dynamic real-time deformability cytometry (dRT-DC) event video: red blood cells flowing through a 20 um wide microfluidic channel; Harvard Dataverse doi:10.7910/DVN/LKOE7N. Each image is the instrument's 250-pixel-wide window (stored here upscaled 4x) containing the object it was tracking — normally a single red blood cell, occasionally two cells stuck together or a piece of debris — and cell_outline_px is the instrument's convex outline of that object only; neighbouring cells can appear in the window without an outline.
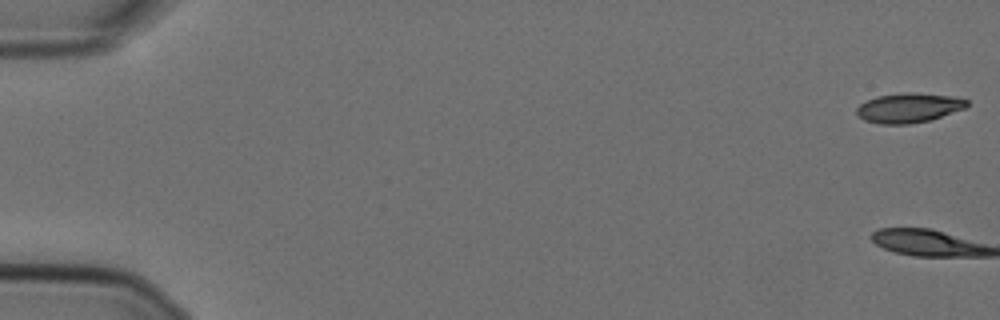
{"species": "Egyptian fruit bat (a non-hibernating species)", "species_latin": "Rousettus aegyptiacus", "temperature_condition": "cold", "stored_images_in_passage": 58, "camera_frame_rate_fps": 3000, "um_per_image_px": 0.085, "animal": {"sex": "female"}, "frame": {"image": 1, "passage_image": 1, "time_ms": 0.0, "image_size_px": [1000, 320], "cell_outline_px": [[968, 104], [964, 108], [928, 120], [908, 124], [880, 124], [864, 120], [856, 116], [856, 108], [860, 104], [876, 96], [908, 92], [952, 96], [968, 100]], "centroid_in_image_um": [77.18, 9.17], "position_along_channel_um": 7.8, "area_um2": 18.79}}